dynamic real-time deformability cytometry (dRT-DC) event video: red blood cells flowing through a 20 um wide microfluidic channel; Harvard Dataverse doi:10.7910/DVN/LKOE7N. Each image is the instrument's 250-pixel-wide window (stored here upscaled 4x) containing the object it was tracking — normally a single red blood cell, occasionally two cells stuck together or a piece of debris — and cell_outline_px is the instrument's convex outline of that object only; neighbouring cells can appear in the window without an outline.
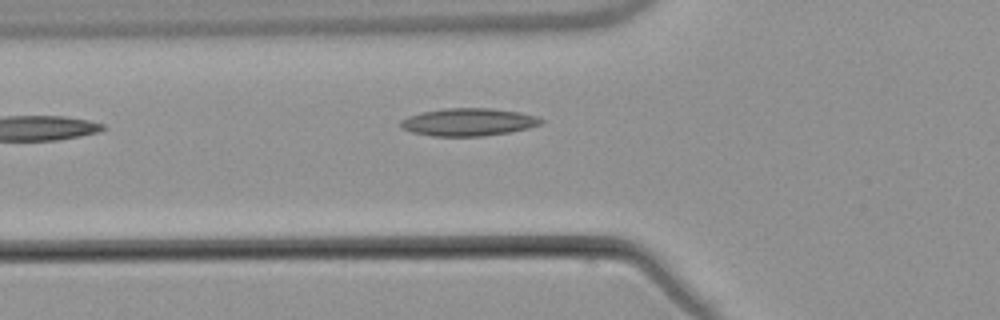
{"species": "common noctule bat (a hibernating species)", "species_latin": "Nyctalus noctula", "temperature_condition": "warm", "stored_images_in_passage": 6, "camera_frame_rate_fps": 3000, "um_per_image_px": 0.085, "animal": {"sex": "male", "body_mass_g": 21.5, "forearm_length_mm": 52.0}, "frame": {"image": 1, "passage_image": 6, "time_ms": 6.0, "image_size_px": [1000, 320], "cell_outline_px": [[544, 124], [528, 128], [508, 132], [484, 136], [432, 136], [412, 132], [400, 128], [400, 120], [408, 116], [420, 112], [444, 108], [488, 108], [520, 112], [536, 116], [544, 120]], "centroid_in_image_um": [39.8, 10.37], "position_along_channel_um": 86.0, "area_um2": 22.77}}